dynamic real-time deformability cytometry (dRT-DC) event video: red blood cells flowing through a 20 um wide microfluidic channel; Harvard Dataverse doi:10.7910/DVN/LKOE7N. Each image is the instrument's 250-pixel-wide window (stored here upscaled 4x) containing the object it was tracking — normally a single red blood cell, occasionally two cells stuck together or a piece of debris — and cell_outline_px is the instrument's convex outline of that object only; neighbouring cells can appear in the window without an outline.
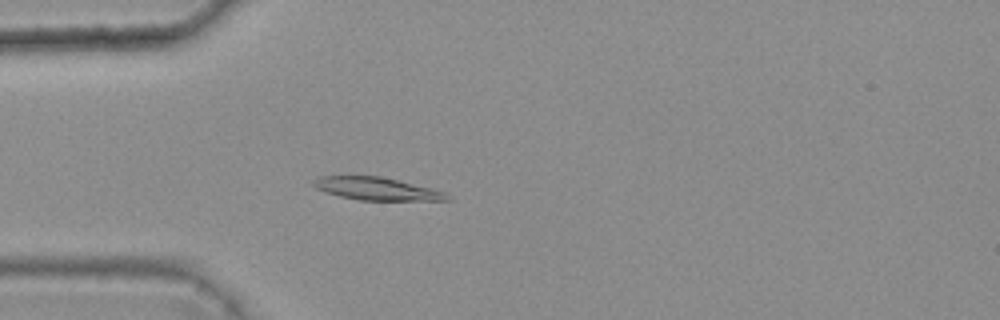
{"species": "common noctule bat (a hibernating species)", "species_latin": "Nyctalus noctula", "temperature_condition": "warm", "stored_images_in_passage": 5, "camera_frame_rate_fps": 3000, "um_per_image_px": 0.085, "animal": {"sex": "female", "body_mass_g": 25.1}, "frame": {"image": 1, "passage_image": 5, "time_ms": 1.333, "image_size_px": [1000, 320], "cell_outline_px": [[452, 200], [360, 200], [340, 196], [324, 192], [316, 188], [312, 184], [312, 180], [320, 176], [380, 176], [432, 188], [444, 192]], "centroid_in_image_um": [31.98, 16.04], "position_along_channel_um": 53.0, "area_um2": 17.57}}